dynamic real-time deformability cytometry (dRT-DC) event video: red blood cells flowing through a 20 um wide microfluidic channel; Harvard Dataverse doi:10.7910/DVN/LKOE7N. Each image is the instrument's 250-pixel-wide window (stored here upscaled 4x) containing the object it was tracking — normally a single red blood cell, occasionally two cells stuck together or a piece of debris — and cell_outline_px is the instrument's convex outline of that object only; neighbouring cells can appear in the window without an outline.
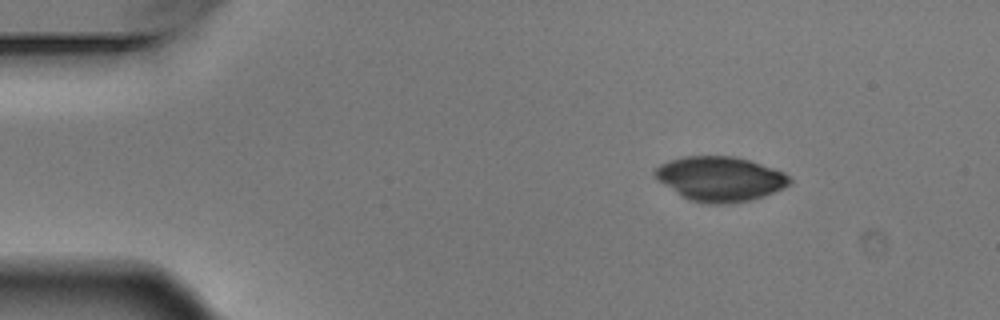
{"species": "Egyptian fruit bat (a non-hibernating species)", "species_latin": "Rousettus aegyptiacus", "temperature_condition": "warm", "stored_images_in_passage": 3, "camera_frame_rate_fps": 3000, "um_per_image_px": 0.085, "animal": {"sex": "male"}, "frame": {"image": 1, "passage_image": 1, "time_ms": 0.0, "image_size_px": [1000, 320], "cell_outline_px": [[792, 184], [784, 188], [764, 196], [752, 200], [732, 204], [708, 204], [688, 200], [680, 196], [660, 180], [652, 172], [660, 164], [668, 160], [684, 156], [736, 156], [784, 172], [792, 180]], "centroid_in_image_um": [61.22, 15.21], "position_along_channel_um": 23.8, "area_um2": 35.2}}